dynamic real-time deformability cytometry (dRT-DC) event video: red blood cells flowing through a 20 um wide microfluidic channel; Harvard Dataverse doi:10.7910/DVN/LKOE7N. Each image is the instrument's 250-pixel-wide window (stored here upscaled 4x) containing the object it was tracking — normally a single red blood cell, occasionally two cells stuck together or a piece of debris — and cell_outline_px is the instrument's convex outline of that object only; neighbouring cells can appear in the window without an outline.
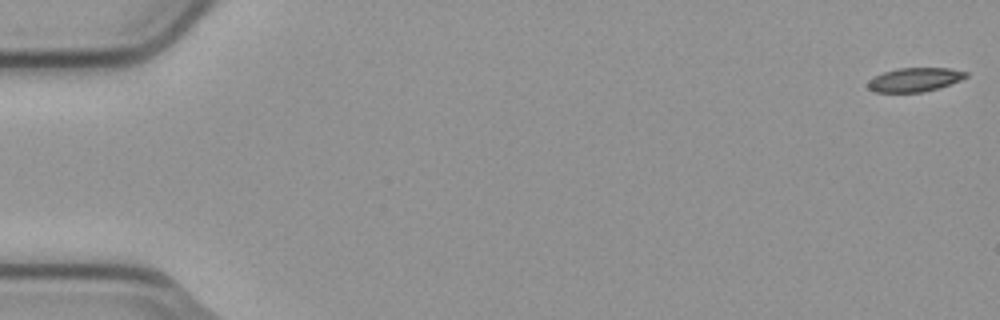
{"species": "common noctule bat (a hibernating species)", "species_latin": "Nyctalus noctula", "temperature_condition": "cold", "stored_images_in_passage": 7, "camera_frame_rate_fps": 3000, "um_per_image_px": 0.085, "animal": {"sex": "male", "body_mass_g": 23.1, "forearm_length_mm": 52.7}, "frame": {"image": 1, "passage_image": 1, "time_ms": 0.0, "image_size_px": [1000, 320], "cell_outline_px": [[968, 76], [960, 80], [940, 88], [924, 92], [872, 92], [868, 88], [868, 80], [884, 72], [900, 68], [948, 68], [968, 72]], "centroid_in_image_um": [77.76, 6.78], "position_along_channel_um": 7.2, "area_um2": 13.64}}
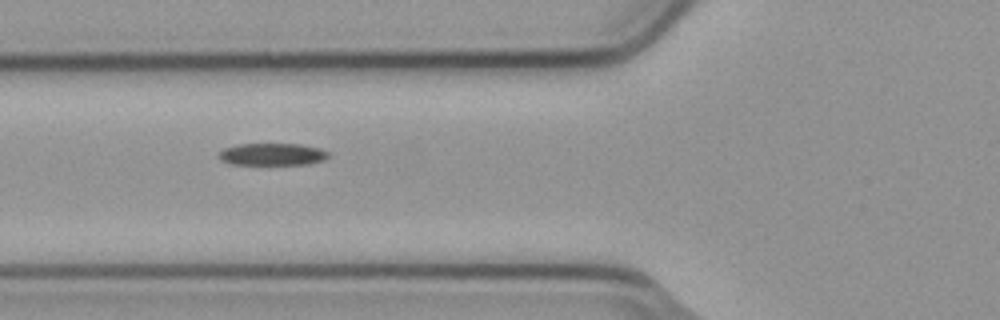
{"frame": {"image": 2, "passage_image": 6, "time_ms": 1.667, "image_size_px": [1000, 320], "cell_outline_px": [[328, 156], [324, 160], [308, 164], [232, 164], [220, 160], [220, 152], [224, 148], [240, 144], [300, 144], [320, 148], [328, 152]], "centroid_in_image_um": [23.17, 13.11], "position_along_channel_um": 102.6, "area_um2": 13.99}}
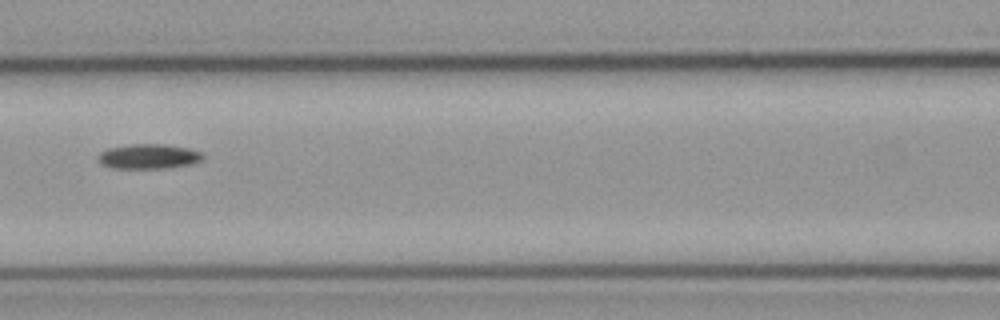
{"frame": {"image": 3, "passage_image": 7, "time_ms": 2.0, "image_size_px": [1000, 320], "cell_outline_px": [[204, 156], [200, 160], [192, 164], [164, 168], [116, 168], [104, 164], [100, 160], [100, 152], [108, 148], [132, 144], [164, 144], [188, 148], [200, 152]], "centroid_in_image_um": [12.67, 13.28], "position_along_channel_um": 153.9, "area_um2": 14.8}}